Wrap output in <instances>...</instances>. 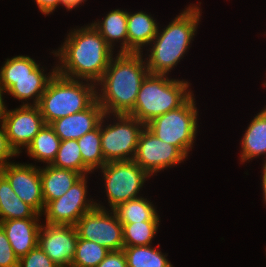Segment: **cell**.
<instances>
[{
  "label": "cell",
  "mask_w": 266,
  "mask_h": 267,
  "mask_svg": "<svg viewBox=\"0 0 266 267\" xmlns=\"http://www.w3.org/2000/svg\"><path fill=\"white\" fill-rule=\"evenodd\" d=\"M159 23L144 11H127L128 53H143L157 34Z\"/></svg>",
  "instance_id": "ac0fdd59"
},
{
  "label": "cell",
  "mask_w": 266,
  "mask_h": 267,
  "mask_svg": "<svg viewBox=\"0 0 266 267\" xmlns=\"http://www.w3.org/2000/svg\"><path fill=\"white\" fill-rule=\"evenodd\" d=\"M77 141L83 164L94 174L106 164L101 150L100 123L96 129L84 134Z\"/></svg>",
  "instance_id": "484cf974"
},
{
  "label": "cell",
  "mask_w": 266,
  "mask_h": 267,
  "mask_svg": "<svg viewBox=\"0 0 266 267\" xmlns=\"http://www.w3.org/2000/svg\"><path fill=\"white\" fill-rule=\"evenodd\" d=\"M34 2H36L38 10L46 16L53 14L58 6H62V0H34Z\"/></svg>",
  "instance_id": "836d02e7"
},
{
  "label": "cell",
  "mask_w": 266,
  "mask_h": 267,
  "mask_svg": "<svg viewBox=\"0 0 266 267\" xmlns=\"http://www.w3.org/2000/svg\"><path fill=\"white\" fill-rule=\"evenodd\" d=\"M198 112L193 94L182 106L154 118L145 127L163 142L177 147L188 158L198 132Z\"/></svg>",
  "instance_id": "52a82bcc"
},
{
  "label": "cell",
  "mask_w": 266,
  "mask_h": 267,
  "mask_svg": "<svg viewBox=\"0 0 266 267\" xmlns=\"http://www.w3.org/2000/svg\"><path fill=\"white\" fill-rule=\"evenodd\" d=\"M78 233L75 226L42 224L38 246L59 267H71Z\"/></svg>",
  "instance_id": "9a60e30c"
},
{
  "label": "cell",
  "mask_w": 266,
  "mask_h": 267,
  "mask_svg": "<svg viewBox=\"0 0 266 267\" xmlns=\"http://www.w3.org/2000/svg\"><path fill=\"white\" fill-rule=\"evenodd\" d=\"M244 132L240 141L239 160L241 164L260 158V156L266 158V105L249 122Z\"/></svg>",
  "instance_id": "d6986e66"
},
{
  "label": "cell",
  "mask_w": 266,
  "mask_h": 267,
  "mask_svg": "<svg viewBox=\"0 0 266 267\" xmlns=\"http://www.w3.org/2000/svg\"><path fill=\"white\" fill-rule=\"evenodd\" d=\"M111 116L104 114L100 121L101 150L105 162L134 160L145 125L131 115L113 114V119ZM108 119L110 122L106 123Z\"/></svg>",
  "instance_id": "ba28073f"
},
{
  "label": "cell",
  "mask_w": 266,
  "mask_h": 267,
  "mask_svg": "<svg viewBox=\"0 0 266 267\" xmlns=\"http://www.w3.org/2000/svg\"><path fill=\"white\" fill-rule=\"evenodd\" d=\"M95 202L96 207L85 213L75 225L78 238L96 242L109 251L123 250L122 223L113 210L104 206L99 200Z\"/></svg>",
  "instance_id": "30bf717a"
},
{
  "label": "cell",
  "mask_w": 266,
  "mask_h": 267,
  "mask_svg": "<svg viewBox=\"0 0 266 267\" xmlns=\"http://www.w3.org/2000/svg\"><path fill=\"white\" fill-rule=\"evenodd\" d=\"M149 73L143 80L133 111L129 114L144 125L164 113L182 106L194 93L190 82Z\"/></svg>",
  "instance_id": "277c9868"
},
{
  "label": "cell",
  "mask_w": 266,
  "mask_h": 267,
  "mask_svg": "<svg viewBox=\"0 0 266 267\" xmlns=\"http://www.w3.org/2000/svg\"><path fill=\"white\" fill-rule=\"evenodd\" d=\"M104 114L102 106L96 100L89 108L59 118L49 125L61 141L78 140L84 134L96 129Z\"/></svg>",
  "instance_id": "2e32d148"
},
{
  "label": "cell",
  "mask_w": 266,
  "mask_h": 267,
  "mask_svg": "<svg viewBox=\"0 0 266 267\" xmlns=\"http://www.w3.org/2000/svg\"><path fill=\"white\" fill-rule=\"evenodd\" d=\"M96 267H127L124 251H110Z\"/></svg>",
  "instance_id": "d6a6232c"
},
{
  "label": "cell",
  "mask_w": 266,
  "mask_h": 267,
  "mask_svg": "<svg viewBox=\"0 0 266 267\" xmlns=\"http://www.w3.org/2000/svg\"><path fill=\"white\" fill-rule=\"evenodd\" d=\"M41 218H25L1 221L6 237L18 258L26 255L38 244ZM40 222V223H39Z\"/></svg>",
  "instance_id": "e0dca14e"
},
{
  "label": "cell",
  "mask_w": 266,
  "mask_h": 267,
  "mask_svg": "<svg viewBox=\"0 0 266 267\" xmlns=\"http://www.w3.org/2000/svg\"><path fill=\"white\" fill-rule=\"evenodd\" d=\"M144 53H117L96 84L97 101L105 114L129 115L143 80L149 74Z\"/></svg>",
  "instance_id": "7a4b0ae2"
},
{
  "label": "cell",
  "mask_w": 266,
  "mask_h": 267,
  "mask_svg": "<svg viewBox=\"0 0 266 267\" xmlns=\"http://www.w3.org/2000/svg\"><path fill=\"white\" fill-rule=\"evenodd\" d=\"M40 66L41 63L27 55L7 58L0 68V84L6 94L21 100V105H38L49 80L56 73V66H53L48 74L46 67ZM30 99L33 101L28 102Z\"/></svg>",
  "instance_id": "8992f818"
},
{
  "label": "cell",
  "mask_w": 266,
  "mask_h": 267,
  "mask_svg": "<svg viewBox=\"0 0 266 267\" xmlns=\"http://www.w3.org/2000/svg\"><path fill=\"white\" fill-rule=\"evenodd\" d=\"M38 105H20L6 110L3 125L10 146L20 155L44 125Z\"/></svg>",
  "instance_id": "4fadbf2b"
},
{
  "label": "cell",
  "mask_w": 266,
  "mask_h": 267,
  "mask_svg": "<svg viewBox=\"0 0 266 267\" xmlns=\"http://www.w3.org/2000/svg\"><path fill=\"white\" fill-rule=\"evenodd\" d=\"M159 225L160 221L122 223L124 246L152 245Z\"/></svg>",
  "instance_id": "83f0119b"
},
{
  "label": "cell",
  "mask_w": 266,
  "mask_h": 267,
  "mask_svg": "<svg viewBox=\"0 0 266 267\" xmlns=\"http://www.w3.org/2000/svg\"><path fill=\"white\" fill-rule=\"evenodd\" d=\"M127 267H174L167 254L160 250V244L146 246H124Z\"/></svg>",
  "instance_id": "d4e9b609"
},
{
  "label": "cell",
  "mask_w": 266,
  "mask_h": 267,
  "mask_svg": "<svg viewBox=\"0 0 266 267\" xmlns=\"http://www.w3.org/2000/svg\"><path fill=\"white\" fill-rule=\"evenodd\" d=\"M261 177H262V179H261L262 180L261 186H262V191H263V199H264V203L266 205V175L265 174H262Z\"/></svg>",
  "instance_id": "8d00e7d4"
},
{
  "label": "cell",
  "mask_w": 266,
  "mask_h": 267,
  "mask_svg": "<svg viewBox=\"0 0 266 267\" xmlns=\"http://www.w3.org/2000/svg\"><path fill=\"white\" fill-rule=\"evenodd\" d=\"M57 57L56 73L76 80L97 84L114 54V50L91 23L71 29L59 49L52 50ZM58 63V64H57Z\"/></svg>",
  "instance_id": "6da1fadb"
},
{
  "label": "cell",
  "mask_w": 266,
  "mask_h": 267,
  "mask_svg": "<svg viewBox=\"0 0 266 267\" xmlns=\"http://www.w3.org/2000/svg\"><path fill=\"white\" fill-rule=\"evenodd\" d=\"M87 0H62V7L64 6L67 11H71L75 8H79L82 6V3L86 2Z\"/></svg>",
  "instance_id": "e575fe53"
},
{
  "label": "cell",
  "mask_w": 266,
  "mask_h": 267,
  "mask_svg": "<svg viewBox=\"0 0 266 267\" xmlns=\"http://www.w3.org/2000/svg\"><path fill=\"white\" fill-rule=\"evenodd\" d=\"M19 258L14 253L8 238L0 226V267H18Z\"/></svg>",
  "instance_id": "4dcf8cb0"
},
{
  "label": "cell",
  "mask_w": 266,
  "mask_h": 267,
  "mask_svg": "<svg viewBox=\"0 0 266 267\" xmlns=\"http://www.w3.org/2000/svg\"><path fill=\"white\" fill-rule=\"evenodd\" d=\"M91 24L113 50L116 44L120 42V49L117 52L128 53L126 10L113 9L102 20H94Z\"/></svg>",
  "instance_id": "44dd1931"
},
{
  "label": "cell",
  "mask_w": 266,
  "mask_h": 267,
  "mask_svg": "<svg viewBox=\"0 0 266 267\" xmlns=\"http://www.w3.org/2000/svg\"><path fill=\"white\" fill-rule=\"evenodd\" d=\"M42 216L17 196L7 178L0 172V222Z\"/></svg>",
  "instance_id": "7402d4cb"
},
{
  "label": "cell",
  "mask_w": 266,
  "mask_h": 267,
  "mask_svg": "<svg viewBox=\"0 0 266 267\" xmlns=\"http://www.w3.org/2000/svg\"><path fill=\"white\" fill-rule=\"evenodd\" d=\"M18 267H59L37 245L26 255L19 258Z\"/></svg>",
  "instance_id": "f546056e"
},
{
  "label": "cell",
  "mask_w": 266,
  "mask_h": 267,
  "mask_svg": "<svg viewBox=\"0 0 266 267\" xmlns=\"http://www.w3.org/2000/svg\"><path fill=\"white\" fill-rule=\"evenodd\" d=\"M96 84L63 77L49 80L38 107L45 124L89 108L96 100Z\"/></svg>",
  "instance_id": "5b68a950"
},
{
  "label": "cell",
  "mask_w": 266,
  "mask_h": 267,
  "mask_svg": "<svg viewBox=\"0 0 266 267\" xmlns=\"http://www.w3.org/2000/svg\"><path fill=\"white\" fill-rule=\"evenodd\" d=\"M0 172L7 178L17 196L42 215L45 204L42 195L40 166L12 161L0 167Z\"/></svg>",
  "instance_id": "5bb4252c"
},
{
  "label": "cell",
  "mask_w": 266,
  "mask_h": 267,
  "mask_svg": "<svg viewBox=\"0 0 266 267\" xmlns=\"http://www.w3.org/2000/svg\"><path fill=\"white\" fill-rule=\"evenodd\" d=\"M50 165L76 171L82 176L92 174V172L83 164L78 141L74 139L60 142L57 155Z\"/></svg>",
  "instance_id": "4316f807"
},
{
  "label": "cell",
  "mask_w": 266,
  "mask_h": 267,
  "mask_svg": "<svg viewBox=\"0 0 266 267\" xmlns=\"http://www.w3.org/2000/svg\"><path fill=\"white\" fill-rule=\"evenodd\" d=\"M60 138L49 124H44L27 146L25 153L36 162L51 164L60 146ZM38 160V161H37Z\"/></svg>",
  "instance_id": "603a6c76"
},
{
  "label": "cell",
  "mask_w": 266,
  "mask_h": 267,
  "mask_svg": "<svg viewBox=\"0 0 266 267\" xmlns=\"http://www.w3.org/2000/svg\"><path fill=\"white\" fill-rule=\"evenodd\" d=\"M263 162H264V163H263V165H262V169H261L262 172H261V173L266 175V159H265V160L263 159Z\"/></svg>",
  "instance_id": "74e56055"
},
{
  "label": "cell",
  "mask_w": 266,
  "mask_h": 267,
  "mask_svg": "<svg viewBox=\"0 0 266 267\" xmlns=\"http://www.w3.org/2000/svg\"><path fill=\"white\" fill-rule=\"evenodd\" d=\"M5 93H6L5 89L0 84V123H3V119L5 117V112L7 110V107H6L5 102H4Z\"/></svg>",
  "instance_id": "d590c367"
},
{
  "label": "cell",
  "mask_w": 266,
  "mask_h": 267,
  "mask_svg": "<svg viewBox=\"0 0 266 267\" xmlns=\"http://www.w3.org/2000/svg\"><path fill=\"white\" fill-rule=\"evenodd\" d=\"M19 155L10 146L3 123H0V167L10 163L13 157Z\"/></svg>",
  "instance_id": "1f68e13d"
},
{
  "label": "cell",
  "mask_w": 266,
  "mask_h": 267,
  "mask_svg": "<svg viewBox=\"0 0 266 267\" xmlns=\"http://www.w3.org/2000/svg\"><path fill=\"white\" fill-rule=\"evenodd\" d=\"M152 203L153 201L141 196L120 203L112 210L121 223L160 221L157 207Z\"/></svg>",
  "instance_id": "cb8c5ba5"
},
{
  "label": "cell",
  "mask_w": 266,
  "mask_h": 267,
  "mask_svg": "<svg viewBox=\"0 0 266 267\" xmlns=\"http://www.w3.org/2000/svg\"><path fill=\"white\" fill-rule=\"evenodd\" d=\"M188 159L177 147L165 143L146 127L142 130L134 161L150 176Z\"/></svg>",
  "instance_id": "7c38bea8"
},
{
  "label": "cell",
  "mask_w": 266,
  "mask_h": 267,
  "mask_svg": "<svg viewBox=\"0 0 266 267\" xmlns=\"http://www.w3.org/2000/svg\"><path fill=\"white\" fill-rule=\"evenodd\" d=\"M197 4L186 6L165 28H158L156 36L148 45L149 50L146 49L148 53L144 54L149 73L169 75L187 54L201 21V2Z\"/></svg>",
  "instance_id": "3957f363"
},
{
  "label": "cell",
  "mask_w": 266,
  "mask_h": 267,
  "mask_svg": "<svg viewBox=\"0 0 266 267\" xmlns=\"http://www.w3.org/2000/svg\"><path fill=\"white\" fill-rule=\"evenodd\" d=\"M109 252L96 242L78 238L71 267H96Z\"/></svg>",
  "instance_id": "f1b7e54d"
},
{
  "label": "cell",
  "mask_w": 266,
  "mask_h": 267,
  "mask_svg": "<svg viewBox=\"0 0 266 267\" xmlns=\"http://www.w3.org/2000/svg\"><path fill=\"white\" fill-rule=\"evenodd\" d=\"M99 170L111 210L120 203L141 197L139 192L151 177L134 160L107 162Z\"/></svg>",
  "instance_id": "9c48e42d"
},
{
  "label": "cell",
  "mask_w": 266,
  "mask_h": 267,
  "mask_svg": "<svg viewBox=\"0 0 266 267\" xmlns=\"http://www.w3.org/2000/svg\"><path fill=\"white\" fill-rule=\"evenodd\" d=\"M42 195L45 206L63 196L82 175L70 169L45 164L40 167Z\"/></svg>",
  "instance_id": "ffe728a7"
},
{
  "label": "cell",
  "mask_w": 266,
  "mask_h": 267,
  "mask_svg": "<svg viewBox=\"0 0 266 267\" xmlns=\"http://www.w3.org/2000/svg\"><path fill=\"white\" fill-rule=\"evenodd\" d=\"M88 175H83L60 198L50 201L44 208L45 224L75 226L77 221L96 207L88 197Z\"/></svg>",
  "instance_id": "8fae6325"
}]
</instances>
